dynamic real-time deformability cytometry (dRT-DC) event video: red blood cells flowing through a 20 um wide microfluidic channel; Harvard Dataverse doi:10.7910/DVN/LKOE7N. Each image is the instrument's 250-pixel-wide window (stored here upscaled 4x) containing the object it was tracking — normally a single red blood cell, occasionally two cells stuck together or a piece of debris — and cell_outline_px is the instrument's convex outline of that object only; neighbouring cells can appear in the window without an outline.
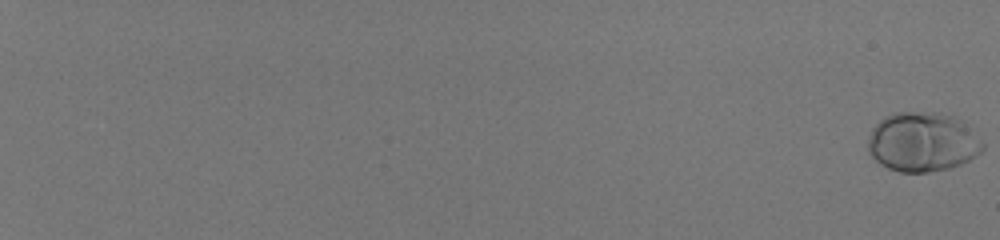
{"species": "human", "species_latin": "Homo sapiens", "temperature_condition": "room temperature", "stored_images_in_passage": 60, "camera_frame_rate_fps": 3000, "um_per_image_px": 0.085, "donor": {"sex": "male"}, "frame": {"image": 1, "passage_image": 1, "time_ms": 0.0, "image_size_px": [1000, 240], "cell_outline_px": [[984, 148], [976, 156], [960, 164], [948, 168], [928, 172], [900, 172], [888, 168], [880, 164], [868, 152], [868, 140], [872, 128], [884, 116], [896, 112], [940, 112], [964, 120], [984, 144]], "centroid_in_image_um": [78.42, 12.05], "position_along_channel_um": 6.6, "area_um2": 39.94}}
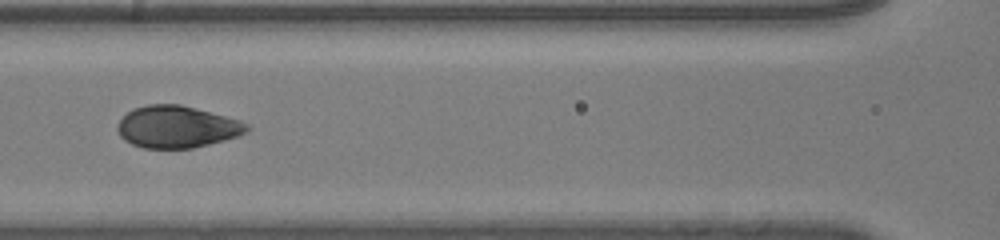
{"frame": {"image": 2, "passage_image": 35, "time_ms": 11.333, "image_size_px": [1000, 240], "cell_outline_px": [[248, 132], [240, 136], [192, 148], [144, 148], [132, 144], [124, 140], [120, 136], [116, 128], [120, 120], [132, 108], [148, 104], [180, 104], [240, 120], [248, 124]], "centroid_in_image_um": [15.03, 10.78], "position_along_channel_um": 151.6, "area_um2": 31.62}}
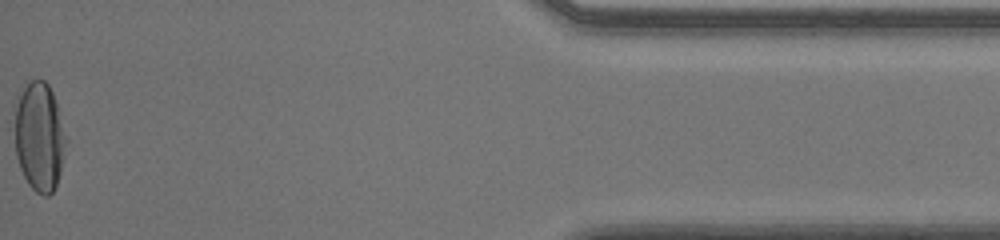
{"frame": {"image": 3, "passage_image": 60, "time_ms": 19.667, "image_size_px": [1000, 240], "cell_outline_px": [[68, 140], [60, 172], [56, 184], [52, 192], [48, 196], [44, 196], [36, 192], [28, 184], [20, 168], [16, 156], [12, 104], [24, 88], [32, 80], [44, 80], [48, 84], [52, 92], [68, 136]], "centroid_in_image_um": [3.33, 11.61], "position_along_channel_um": 431.9, "area_um2": 33.35}, "authors_computed_cell_mechanics": {"area_um2": 33.3217, "velocity_mm_per_s": 4.0253, "shape_relaxation_time_tau1_ms": 3.1794, "shape_relaxation_time_tau2_ms": null, "deformation_change_tau1": 0.1967, "deformation_change_tau2": null}}